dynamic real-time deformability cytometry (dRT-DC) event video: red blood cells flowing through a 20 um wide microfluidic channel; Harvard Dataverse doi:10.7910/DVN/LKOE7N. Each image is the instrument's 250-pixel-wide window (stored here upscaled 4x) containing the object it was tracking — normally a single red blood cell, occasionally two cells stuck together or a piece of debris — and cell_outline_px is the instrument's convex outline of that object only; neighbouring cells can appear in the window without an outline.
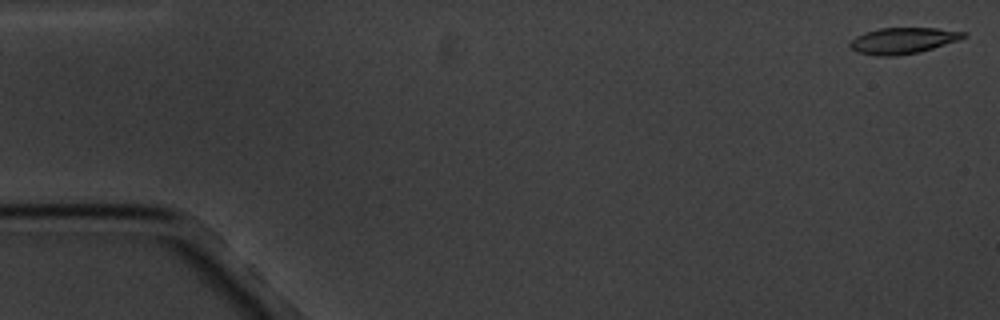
{"species": "common noctule bat (a hibernating species)", "species_latin": "Nyctalus noctula", "temperature_condition": "cold", "stored_images_in_passage": 10, "camera_frame_rate_fps": 3000, "um_per_image_px": 0.085, "animal": {"sex": "male", "body_mass_g": 20.1, "forearm_length_mm": 53.5}, "frame": {"image": 1, "passage_image": 1, "time_ms": 0.0, "image_size_px": [1000, 320], "cell_outline_px": [[968, 36], [920, 52], [892, 56], [876, 56], [856, 52], [848, 44], [856, 36], [864, 32], [880, 28], [936, 28], [968, 32]], "centroid_in_image_um": [76.73, 3.45], "position_along_channel_um": 8.3, "area_um2": 17.22}}
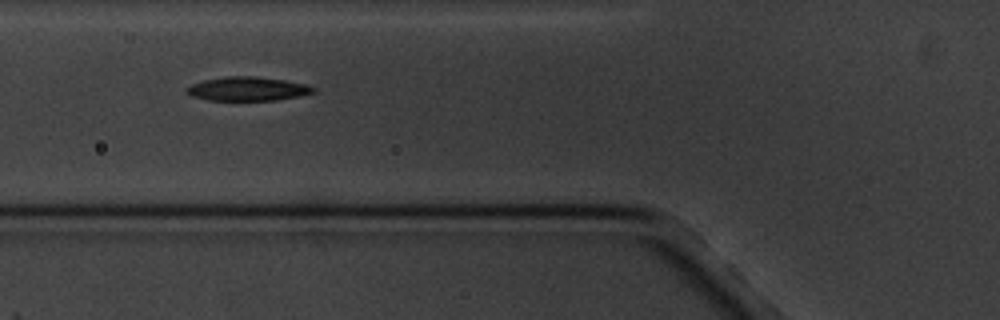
{"frame": {"image": 2, "passage_image": 7, "time_ms": 6.667, "image_size_px": [1000, 320], "cell_outline_px": [[316, 92], [300, 96], [276, 100], [208, 100], [192, 96], [184, 92], [184, 88], [192, 84], [204, 80], [224, 76], [256, 76], [284, 80], [304, 84], [316, 88]], "centroid_in_image_um": [21.02, 7.55], "position_along_channel_um": 104.8, "area_um2": 17.74}}
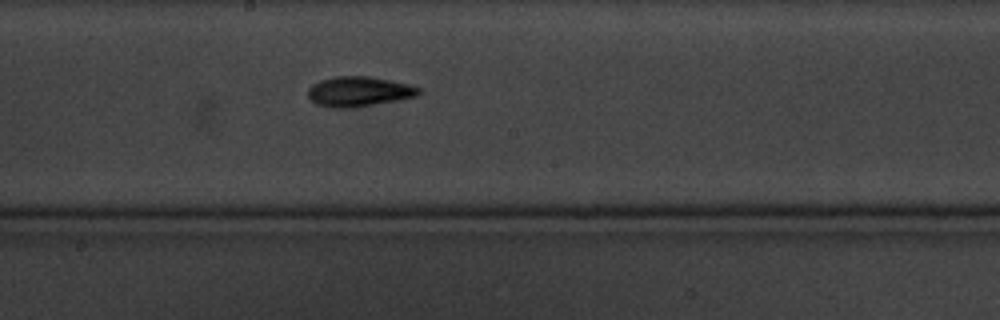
{"frame": {"image": 3, "passage_image": 10, "time_ms": 10.0, "image_size_px": [1000, 320], "cell_outline_px": [[420, 92], [416, 96], [396, 100], [352, 108], [332, 108], [316, 104], [308, 96], [308, 88], [312, 84], [320, 80], [336, 76], [368, 76], [392, 80], [408, 84], [420, 88]], "centroid_in_image_um": [30.47, 7.77], "position_along_channel_um": 217.7, "area_um2": 19.31}}